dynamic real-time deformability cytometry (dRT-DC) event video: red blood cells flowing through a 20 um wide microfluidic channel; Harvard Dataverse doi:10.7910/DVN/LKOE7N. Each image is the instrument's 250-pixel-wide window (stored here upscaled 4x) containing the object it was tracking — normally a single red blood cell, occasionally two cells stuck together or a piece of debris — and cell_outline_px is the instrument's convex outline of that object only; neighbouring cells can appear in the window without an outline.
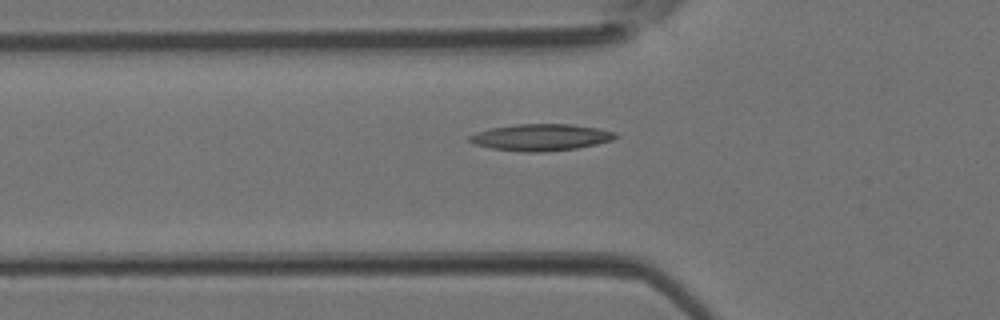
{"species": "Egyptian fruit bat (a non-hibernating species)", "species_latin": "Rousettus aegyptiacus", "temperature_condition": "room temperature", "stored_images_in_passage": 5, "camera_frame_rate_fps": 3000, "um_per_image_px": 0.085, "animal": {"sex": "female"}, "frame": {"image": 1, "passage_image": 5, "time_ms": 1.333, "image_size_px": [1000, 320], "cell_outline_px": [[620, 136], [612, 140], [596, 144], [576, 148], [544, 152], [524, 152], [492, 148], [476, 144], [468, 140], [468, 136], [476, 132], [492, 128], [516, 124], [572, 124], [596, 128], [616, 132]], "centroid_in_image_um": [46.0, 11.67], "position_along_channel_um": 79.8, "area_um2": 22.6}}